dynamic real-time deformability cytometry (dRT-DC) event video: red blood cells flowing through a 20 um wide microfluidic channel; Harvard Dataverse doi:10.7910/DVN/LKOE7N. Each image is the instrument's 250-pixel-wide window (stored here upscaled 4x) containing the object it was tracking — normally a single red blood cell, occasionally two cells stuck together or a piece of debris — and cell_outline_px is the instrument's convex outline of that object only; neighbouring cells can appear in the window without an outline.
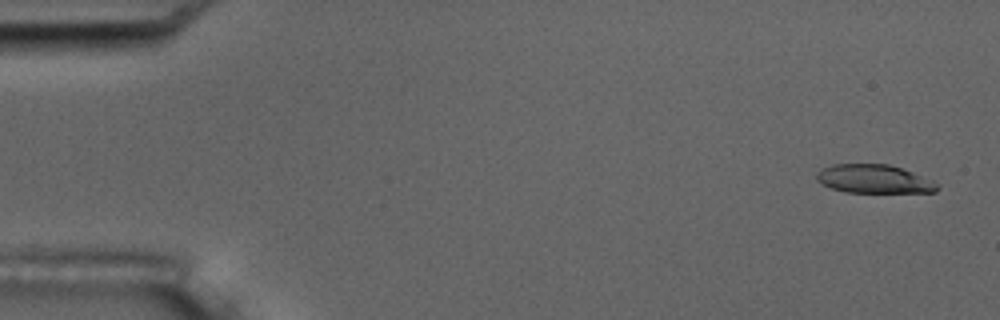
{"species": "common noctule bat (a hibernating species)", "species_latin": "Nyctalus noctula", "temperature_condition": "room temperature", "stored_images_in_passage": 4, "camera_frame_rate_fps": 3000, "um_per_image_px": 0.085, "animal": {"sex": "male", "body_mass_g": 17.5, "forearm_length_mm": 52.3}, "frame": {"image": 1, "passage_image": 1, "time_ms": 0.0, "image_size_px": [1000, 320], "cell_outline_px": [[940, 188], [936, 192], [844, 192], [820, 184], [816, 180], [816, 172], [820, 168], [832, 164], [888, 164], [912, 172], [932, 180]], "centroid_in_image_um": [74.23, 15.21], "position_along_channel_um": 10.8, "area_um2": 20.11}}